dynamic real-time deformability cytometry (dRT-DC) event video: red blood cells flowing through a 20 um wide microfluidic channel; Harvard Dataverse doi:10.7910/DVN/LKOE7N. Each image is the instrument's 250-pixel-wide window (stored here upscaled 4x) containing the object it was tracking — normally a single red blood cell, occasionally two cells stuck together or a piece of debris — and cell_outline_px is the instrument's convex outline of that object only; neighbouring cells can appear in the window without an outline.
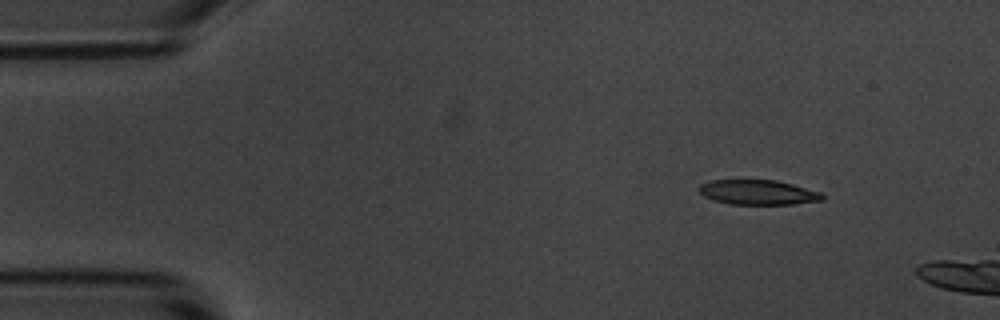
{"species": "common noctule bat (a hibernating species)", "species_latin": "Nyctalus noctula", "temperature_condition": "room temperature", "stored_images_in_passage": 2, "camera_frame_rate_fps": 3000, "um_per_image_px": 0.085, "animal": {"sex": "male", "body_mass_g": 20.1, "forearm_length_mm": 53.5}, "frame": {"image": 1, "passage_image": 1, "time_ms": 0.0, "image_size_px": [1000, 320], "cell_outline_px": [[824, 200], [792, 204], [728, 204], [712, 200], [704, 196], [700, 192], [700, 184], [708, 180], [776, 180], [824, 192]], "centroid_in_image_um": [64.46, 16.35], "position_along_channel_um": 20.5, "area_um2": 17.98}}